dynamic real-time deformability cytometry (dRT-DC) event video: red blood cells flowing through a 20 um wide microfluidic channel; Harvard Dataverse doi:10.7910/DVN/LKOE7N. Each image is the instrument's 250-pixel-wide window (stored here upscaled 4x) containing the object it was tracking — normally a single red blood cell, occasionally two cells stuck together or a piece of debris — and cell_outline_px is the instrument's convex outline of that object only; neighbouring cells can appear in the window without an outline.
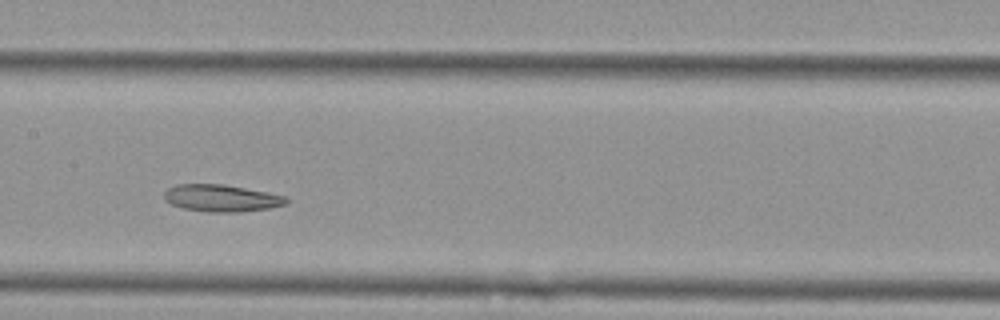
{"species": "Egyptian fruit bat (a non-hibernating species)", "species_latin": "Rousettus aegyptiacus", "temperature_condition": "cold", "stored_images_in_passage": 9, "camera_frame_rate_fps": 3000, "um_per_image_px": 0.085, "animal": {"sex": "female"}, "frame": {"image": 1, "passage_image": 6, "time_ms": 1.667, "image_size_px": [1000, 320], "cell_outline_px": [[288, 204], [272, 208], [240, 212], [208, 212], [184, 208], [172, 204], [164, 200], [164, 192], [168, 188], [176, 184], [224, 184], [288, 196]], "centroid_in_image_um": [18.86, 16.84], "position_along_channel_um": 188.5, "area_um2": 19.42}}
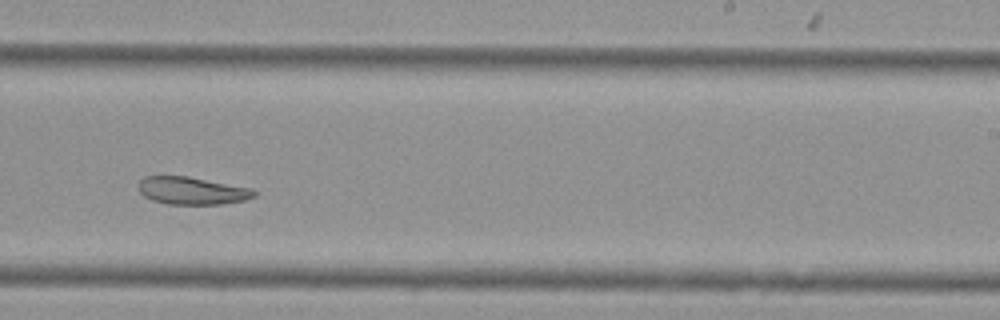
{"frame": {"image": 2, "passage_image": 8, "time_ms": 2.333, "image_size_px": [1000, 320], "cell_outline_px": [[256, 196], [244, 200], [220, 204], [168, 204], [152, 200], [144, 196], [140, 192], [140, 180], [144, 176], [188, 176], [252, 188], [256, 192]], "centroid_in_image_um": [16.34, 16.2], "position_along_channel_um": 272.7, "area_um2": 18.5}}
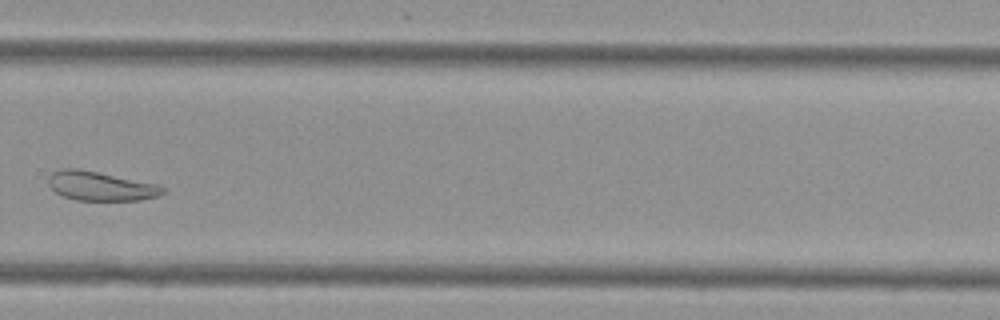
{"frame": {"image": 3, "passage_image": 9, "time_ms": 2.667, "image_size_px": [1000, 320], "cell_outline_px": [[168, 192], [160, 196], [140, 200], [76, 200], [64, 196], [56, 192], [48, 184], [48, 176], [52, 172], [60, 168], [76, 168], [156, 184], [168, 188]], "centroid_in_image_um": [8.58, 15.82], "position_along_channel_um": 321.2, "area_um2": 19.42}}